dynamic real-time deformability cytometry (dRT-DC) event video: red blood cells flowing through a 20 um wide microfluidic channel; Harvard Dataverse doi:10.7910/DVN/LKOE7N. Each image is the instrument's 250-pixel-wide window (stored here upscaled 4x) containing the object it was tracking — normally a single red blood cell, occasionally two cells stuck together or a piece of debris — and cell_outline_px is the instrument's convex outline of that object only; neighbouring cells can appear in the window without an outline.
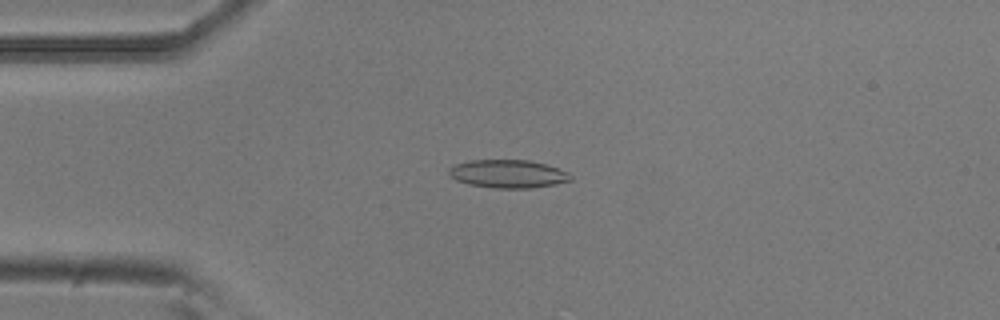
{"species": "common noctule bat (a hibernating species)", "species_latin": "Nyctalus noctula", "temperature_condition": "room temperature", "stored_images_in_passage": 17, "camera_frame_rate_fps": 3000, "um_per_image_px": 0.085, "animal": {"sex": "male", "body_mass_g": 20.5, "forearm_length_mm": 52.5}, "frame": {"image": 1, "passage_image": 4, "time_ms": 1.0, "image_size_px": [1000, 320], "cell_outline_px": [[572, 180], [556, 184], [532, 188], [492, 188], [468, 184], [456, 180], [448, 176], [448, 168], [452, 164], [472, 160], [528, 160], [544, 164], [568, 172], [572, 176]], "centroid_in_image_um": [43.13, 14.78], "position_along_channel_um": 41.9, "area_um2": 20.11}}
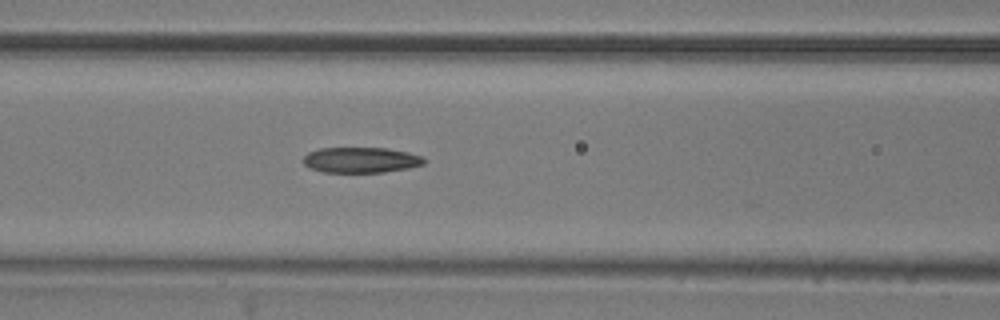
{"frame": {"image": 2, "passage_image": 13, "time_ms": 4.0, "image_size_px": [1000, 320], "cell_outline_px": [[428, 160], [424, 164], [408, 168], [384, 172], [324, 172], [308, 168], [304, 164], [304, 156], [308, 152], [316, 148], [388, 148], [408, 152], [420, 156]], "centroid_in_image_um": [30.67, 13.59], "position_along_channel_um": 135.9, "area_um2": 18.09}}
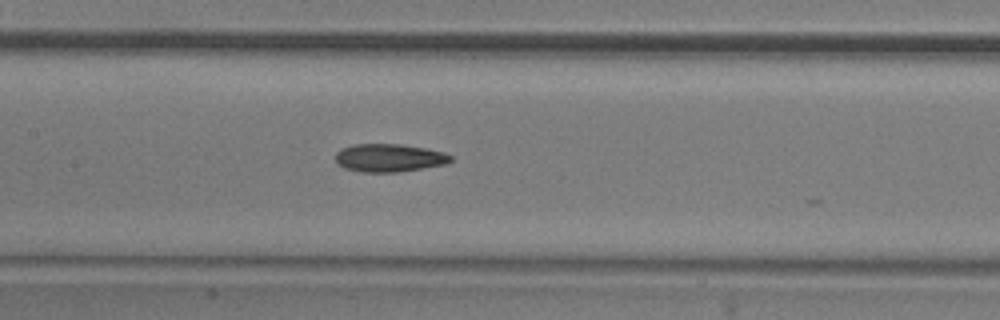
{"frame": {"image": 3, "passage_image": 16, "time_ms": 5.0, "image_size_px": [1000, 320], "cell_outline_px": [[452, 160], [444, 164], [400, 172], [360, 172], [344, 168], [336, 164], [336, 152], [340, 148], [352, 144], [400, 144], [428, 148], [444, 152], [452, 156]], "centroid_in_image_um": [33.04, 13.41], "position_along_channel_um": 174.4, "area_um2": 19.02}}